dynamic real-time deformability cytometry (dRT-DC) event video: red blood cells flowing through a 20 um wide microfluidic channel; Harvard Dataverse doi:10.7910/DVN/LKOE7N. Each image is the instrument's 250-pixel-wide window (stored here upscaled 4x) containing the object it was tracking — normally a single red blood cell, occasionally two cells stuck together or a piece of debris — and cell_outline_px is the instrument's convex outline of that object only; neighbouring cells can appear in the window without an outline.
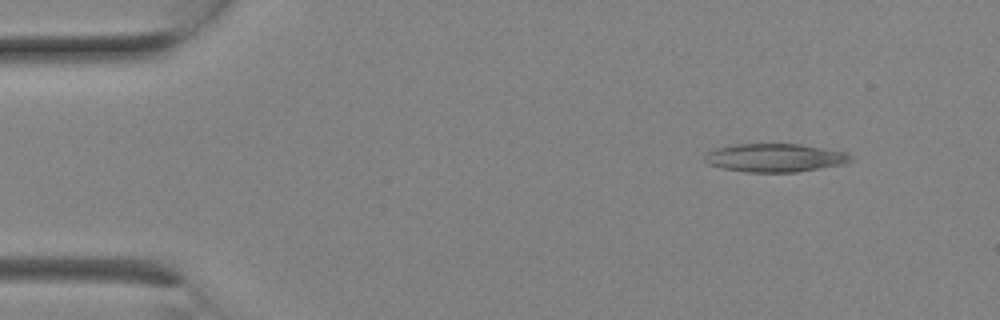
{"species": "Egyptian fruit bat (a non-hibernating species)", "species_latin": "Rousettus aegyptiacus", "temperature_condition": "room temperature", "stored_images_in_passage": 3, "camera_frame_rate_fps": 3000, "um_per_image_px": 0.085, "animal": {"sex": "female"}, "frame": {"image": 1, "passage_image": 1, "time_ms": 0.0, "image_size_px": [1000, 320], "cell_outline_px": [[856, 160], [848, 164], [796, 172], [748, 172], [724, 168], [708, 164], [704, 160], [704, 152], [716, 148], [732, 144], [800, 144], [848, 152]], "centroid_in_image_um": [65.93, 13.41], "position_along_channel_um": 19.1, "area_um2": 24.51}}